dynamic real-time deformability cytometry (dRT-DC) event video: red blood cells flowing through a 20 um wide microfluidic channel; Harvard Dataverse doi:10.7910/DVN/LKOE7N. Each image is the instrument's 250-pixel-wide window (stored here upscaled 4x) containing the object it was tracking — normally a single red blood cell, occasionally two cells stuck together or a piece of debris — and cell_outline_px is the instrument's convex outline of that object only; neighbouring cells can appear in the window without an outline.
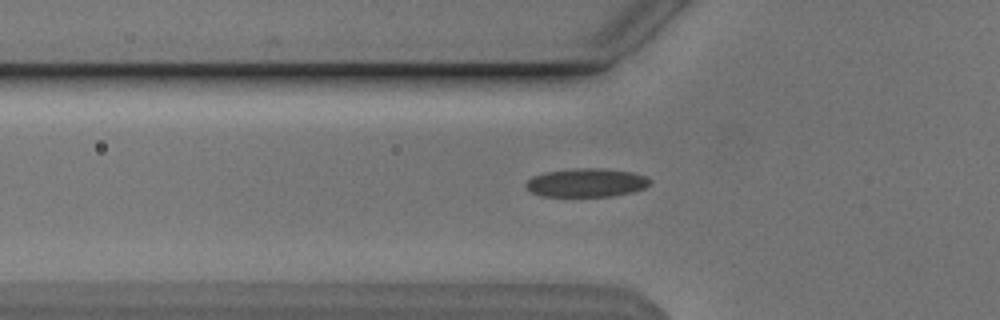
{"species": "Egyptian fruit bat (a non-hibernating species)", "species_latin": "Rousettus aegyptiacus", "temperature_condition": "cold", "stored_images_in_passage": 47, "camera_frame_rate_fps": 3000, "um_per_image_px": 0.085, "animal": {"sex": "male"}, "frame": {"image": 1, "passage_image": 17, "time_ms": 5.333, "image_size_px": [1000, 320], "cell_outline_px": [[652, 184], [644, 188], [632, 192], [612, 196], [544, 196], [532, 192], [524, 188], [524, 184], [532, 176], [544, 172], [576, 168], [600, 168], [632, 172], [648, 176], [652, 180]], "centroid_in_image_um": [49.86, 15.52], "position_along_channel_um": 75.9, "area_um2": 20.87}}
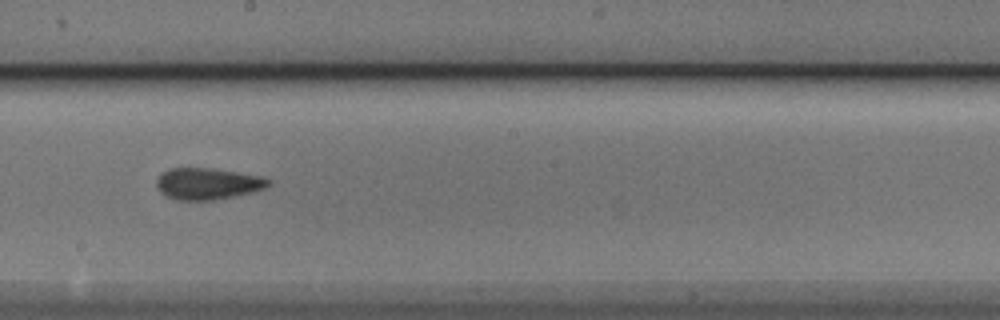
{"frame": {"image": 2, "passage_image": 29, "time_ms": 9.333, "image_size_px": [1000, 320], "cell_outline_px": [[272, 184], [256, 192], [216, 200], [176, 200], [160, 192], [156, 184], [156, 180], [168, 168], [208, 168], [236, 172], [260, 176], [272, 180]], "centroid_in_image_um": [17.69, 15.63], "position_along_channel_um": 230.5, "area_um2": 20.63}}
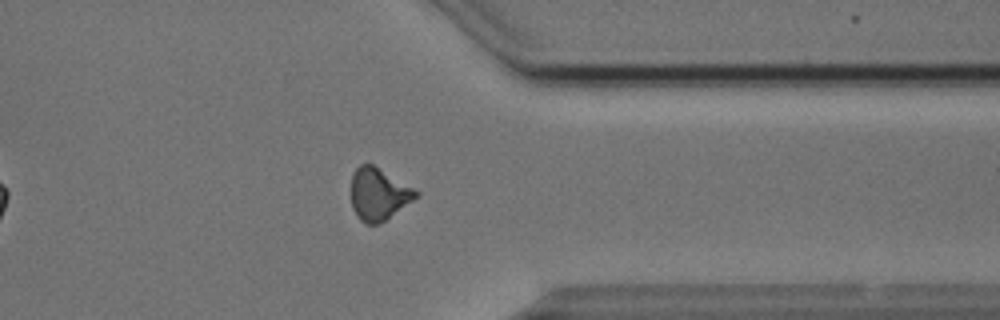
{"frame": {"image": 3, "passage_image": 41, "time_ms": 13.333, "image_size_px": [1000, 320], "cell_outline_px": [[420, 196], [384, 220], [376, 224], [368, 224], [360, 220], [356, 216], [352, 208], [352, 172], [360, 164], [372, 164], [420, 192]], "centroid_in_image_um": [32.17, 16.5], "position_along_channel_um": 379.2, "area_um2": 19.48}, "authors_computed_cell_mechanics": {"area_um2": 20.6924, "velocity_mm_per_s": 3.8513, "shape_relaxation_time_tau1_ms": 3.3372, "shape_relaxation_time_tau2_ms": 2.4395, "deformation_change_tau1": 0.0941, "deformation_change_tau2": 0.1041}}